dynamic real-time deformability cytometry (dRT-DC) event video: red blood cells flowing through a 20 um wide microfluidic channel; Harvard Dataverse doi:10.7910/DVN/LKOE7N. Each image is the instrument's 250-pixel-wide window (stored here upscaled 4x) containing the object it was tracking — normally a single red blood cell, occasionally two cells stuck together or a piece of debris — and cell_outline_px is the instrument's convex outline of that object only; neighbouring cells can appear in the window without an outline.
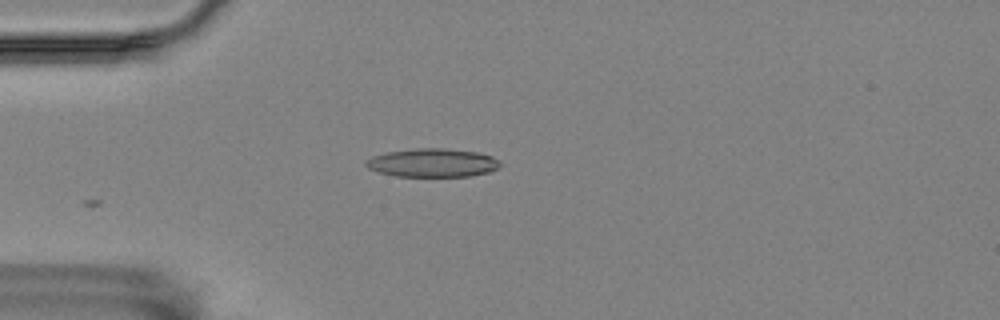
{"species": "Egyptian fruit bat (a non-hibernating species)", "species_latin": "Rousettus aegyptiacus", "temperature_condition": "room temperature", "stored_images_in_passage": 2, "camera_frame_rate_fps": 3000, "um_per_image_px": 0.085, "animal": {"sex": "female"}, "frame": {"image": 1, "passage_image": 2, "time_ms": 0.333, "image_size_px": [1000, 320], "cell_outline_px": [[500, 164], [496, 168], [488, 172], [472, 176], [396, 176], [380, 172], [368, 168], [364, 164], [372, 156], [388, 152], [416, 148], [444, 148], [480, 152], [492, 156], [500, 160]], "centroid_in_image_um": [36.8, 13.83], "position_along_channel_um": 48.2, "area_um2": 22.2}}